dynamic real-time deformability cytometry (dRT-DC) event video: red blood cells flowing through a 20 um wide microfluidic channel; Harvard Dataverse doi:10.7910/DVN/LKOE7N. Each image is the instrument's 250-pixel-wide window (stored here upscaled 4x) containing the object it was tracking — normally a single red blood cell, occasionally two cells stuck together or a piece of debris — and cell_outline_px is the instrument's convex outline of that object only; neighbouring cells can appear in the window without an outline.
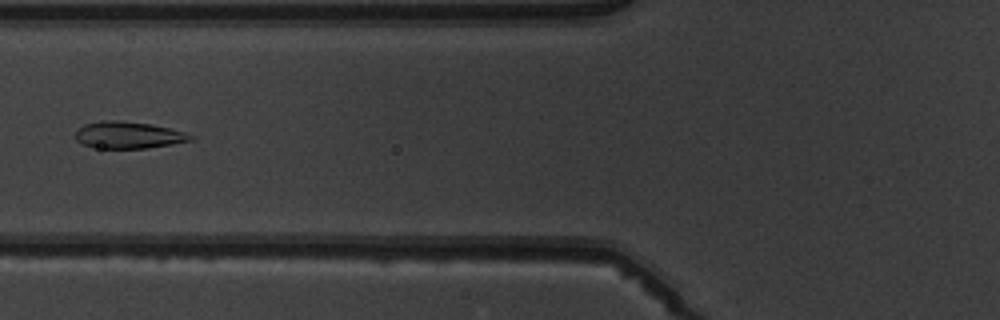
{"species": "common noctule bat (a hibernating species)", "species_latin": "Nyctalus noctula", "temperature_condition": "warm", "stored_images_in_passage": 6, "camera_frame_rate_fps": 3000, "um_per_image_px": 0.085, "animal": {"sex": "male", "body_mass_g": 19.5, "forearm_length_mm": 54.6}, "frame": {"image": 1, "passage_image": 5, "time_ms": 5.667, "image_size_px": [1000, 320], "cell_outline_px": [[196, 140], [148, 148], [92, 148], [76, 140], [76, 132], [84, 124], [104, 120], [116, 120], [148, 124], [168, 128], [184, 132], [196, 136]], "centroid_in_image_um": [10.95, 11.49], "position_along_channel_um": 114.9, "area_um2": 17.98}}
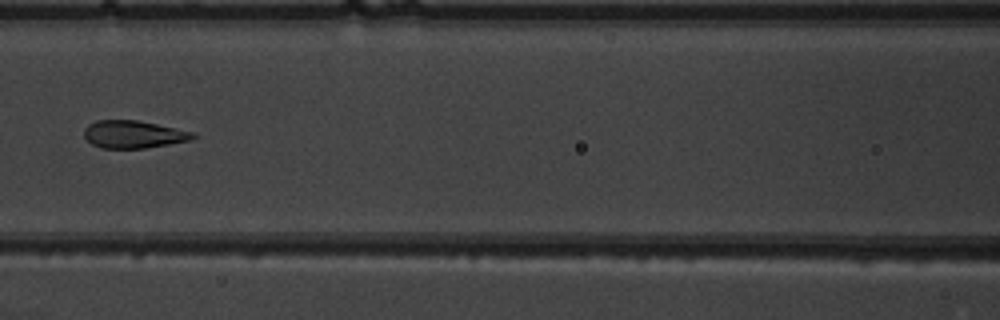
{"frame": {"image": 2, "passage_image": 6, "time_ms": 6.667, "image_size_px": [1000, 320], "cell_outline_px": [[196, 136], [192, 140], [144, 148], [100, 148], [92, 144], [84, 136], [84, 128], [88, 124], [96, 120], [136, 120], [176, 128], [192, 132]], "centroid_in_image_um": [11.31, 11.42], "position_along_channel_um": 155.3, "area_um2": 17.4}}